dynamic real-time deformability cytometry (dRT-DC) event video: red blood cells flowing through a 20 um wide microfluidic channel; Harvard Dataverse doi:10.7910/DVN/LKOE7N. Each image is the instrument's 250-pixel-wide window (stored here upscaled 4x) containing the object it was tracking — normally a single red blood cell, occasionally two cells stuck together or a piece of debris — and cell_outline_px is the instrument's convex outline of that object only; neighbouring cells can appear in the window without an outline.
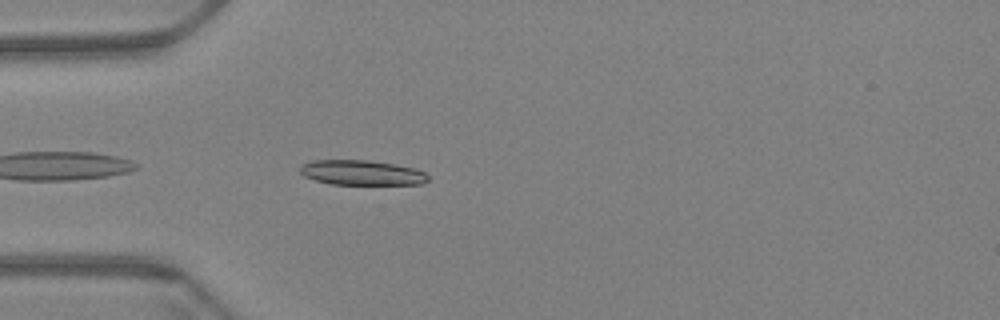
{"species": "Egyptian fruit bat (a non-hibernating species)", "species_latin": "Rousettus aegyptiacus", "temperature_condition": "warm", "stored_images_in_passage": 7, "camera_frame_rate_fps": 3000, "um_per_image_px": 0.085, "animal": {"sex": "female"}, "frame": {"image": 1, "passage_image": 3, "time_ms": 0.667, "image_size_px": [1000, 320], "cell_outline_px": [[428, 180], [424, 184], [332, 184], [316, 180], [304, 176], [300, 172], [300, 168], [304, 164], [312, 160], [368, 160], [416, 168], [424, 172], [428, 176]], "centroid_in_image_um": [30.77, 14.68], "position_along_channel_um": 54.2, "area_um2": 18.44}}
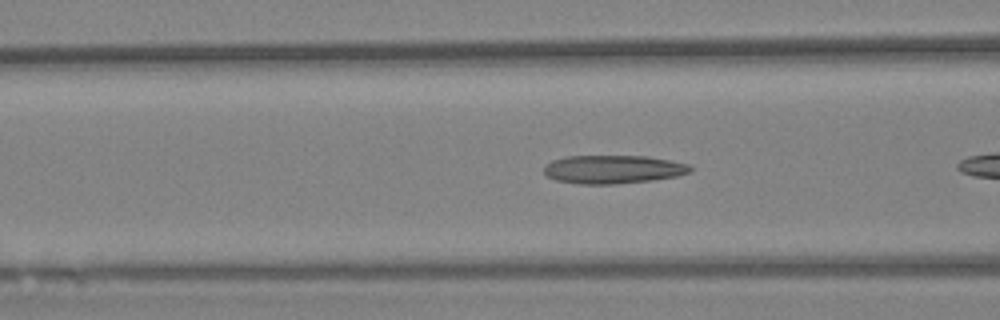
{"frame": {"image": 2, "passage_image": 6, "time_ms": 1.667, "image_size_px": [1000, 320], "cell_outline_px": [[692, 172], [680, 176], [652, 180], [616, 184], [580, 184], [556, 180], [548, 176], [544, 172], [544, 164], [552, 160], [568, 156], [648, 156], [688, 164], [692, 168]], "centroid_in_image_um": [52.12, 14.39], "position_along_channel_um": 114.5, "area_um2": 24.33}}